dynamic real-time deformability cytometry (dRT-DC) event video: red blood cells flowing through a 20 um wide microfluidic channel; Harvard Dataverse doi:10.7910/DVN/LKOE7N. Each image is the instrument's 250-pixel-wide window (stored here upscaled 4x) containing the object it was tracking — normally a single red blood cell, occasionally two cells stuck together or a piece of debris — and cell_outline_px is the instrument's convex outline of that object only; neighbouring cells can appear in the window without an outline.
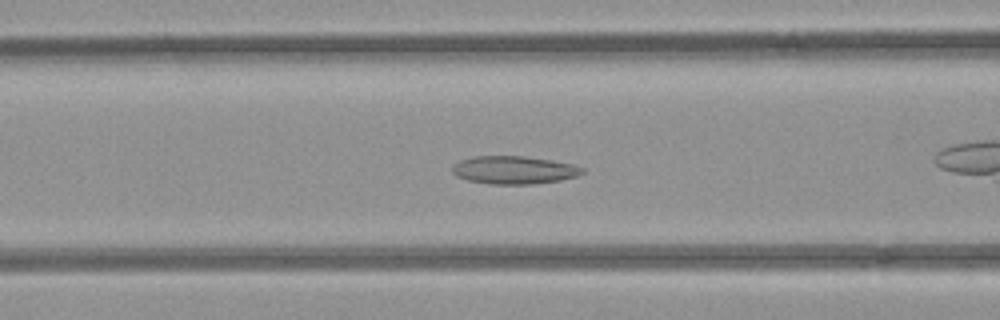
{"species": "common noctule bat (a hibernating species)", "species_latin": "Nyctalus noctula", "temperature_condition": "room temperature", "stored_images_in_passage": 50, "camera_frame_rate_fps": 3000, "um_per_image_px": 0.085, "animal": {"sex": "female", "body_mass_g": 21.9}, "frame": {"image": 1, "passage_image": 17, "time_ms": 5.333, "image_size_px": [1000, 320], "cell_outline_px": [[584, 172], [576, 176], [560, 180], [532, 184], [492, 184], [468, 180], [456, 176], [452, 172], [452, 168], [460, 160], [472, 156], [524, 156], [552, 160], [572, 164], [584, 168]], "centroid_in_image_um": [43.69, 14.44], "position_along_channel_um": 122.9, "area_um2": 21.1}}
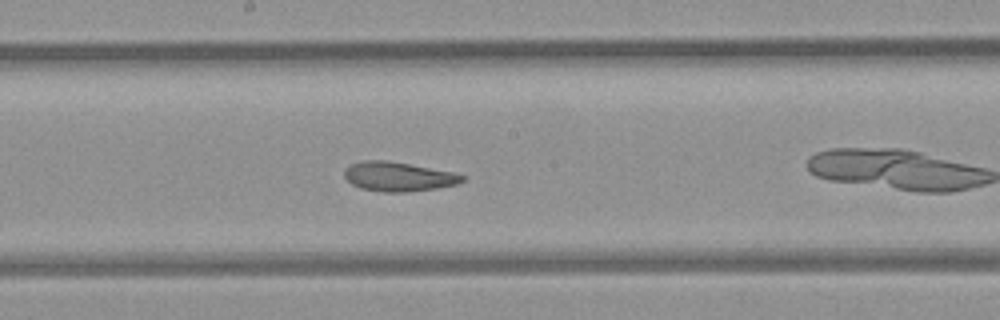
{"frame": {"image": 2, "passage_image": 24, "time_ms": 7.667, "image_size_px": [1000, 320], "cell_outline_px": [[464, 180], [456, 184], [436, 188], [404, 192], [384, 192], [360, 188], [352, 184], [344, 176], [344, 168], [352, 164], [364, 160], [384, 160], [408, 164], [452, 172], [464, 176]], "centroid_in_image_um": [33.81, 15.01], "position_along_channel_um": 214.4, "area_um2": 19.83}}
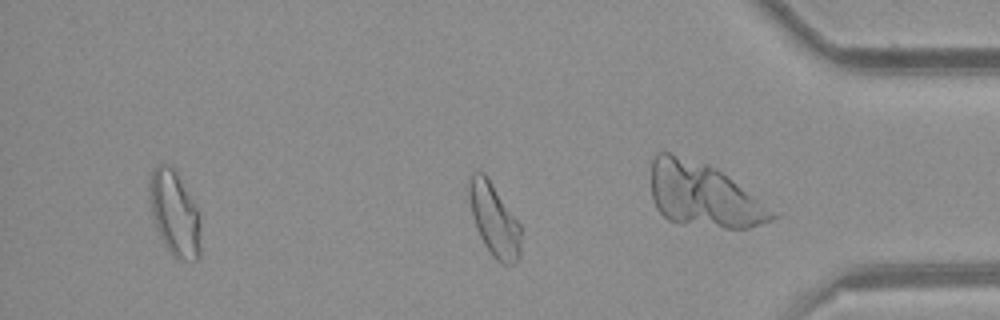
{"frame": {"image": 3, "passage_image": 40, "time_ms": 13.0, "image_size_px": [1000, 320], "cell_outline_px": [[520, 256], [516, 264], [500, 264], [492, 256], [484, 244], [476, 228], [472, 216], [468, 192], [468, 176], [472, 172], [484, 172], [520, 224]], "centroid_in_image_um": [41.98, 18.69], "position_along_channel_um": 393.2, "area_um2": 22.02}, "authors_computed_cell_mechanics": {"area_um2": 22.4264, "velocity_mm_per_s": 3.9088, "shape_relaxation_time_tau1_ms": null, "shape_relaxation_time_tau2_ms": 3.036, "deformation_change_tau1": null, "deformation_change_tau2": 0.0897}}